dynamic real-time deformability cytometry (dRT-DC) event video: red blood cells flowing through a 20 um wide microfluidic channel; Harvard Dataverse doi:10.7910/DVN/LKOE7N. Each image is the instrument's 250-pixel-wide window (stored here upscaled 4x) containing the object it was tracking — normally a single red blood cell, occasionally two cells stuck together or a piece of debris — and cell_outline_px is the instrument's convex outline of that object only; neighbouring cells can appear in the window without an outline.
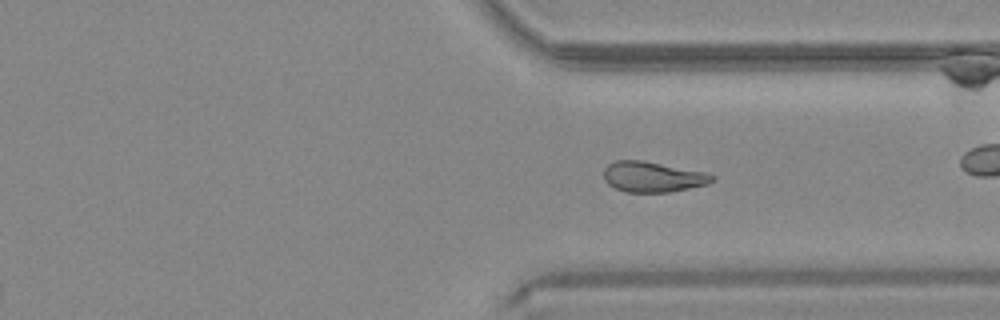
{"species": "common noctule bat (a hibernating species)", "species_latin": "Nyctalus noctula", "temperature_condition": "warm", "stored_images_in_passage": 27, "camera_frame_rate_fps": 3000, "um_per_image_px": 0.085, "animal": {"sex": "male", "body_mass_g": 20.4}, "frame": {"image": 1, "passage_image": 27, "time_ms": 8.667, "image_size_px": [1000, 320], "cell_outline_px": [[716, 180], [708, 184], [668, 192], [628, 192], [616, 188], [608, 184], [604, 180], [604, 168], [608, 164], [616, 160], [644, 160], [704, 172], [716, 176]], "centroid_in_image_um": [55.49, 15.02], "position_along_channel_um": 355.9, "area_um2": 19.25}}